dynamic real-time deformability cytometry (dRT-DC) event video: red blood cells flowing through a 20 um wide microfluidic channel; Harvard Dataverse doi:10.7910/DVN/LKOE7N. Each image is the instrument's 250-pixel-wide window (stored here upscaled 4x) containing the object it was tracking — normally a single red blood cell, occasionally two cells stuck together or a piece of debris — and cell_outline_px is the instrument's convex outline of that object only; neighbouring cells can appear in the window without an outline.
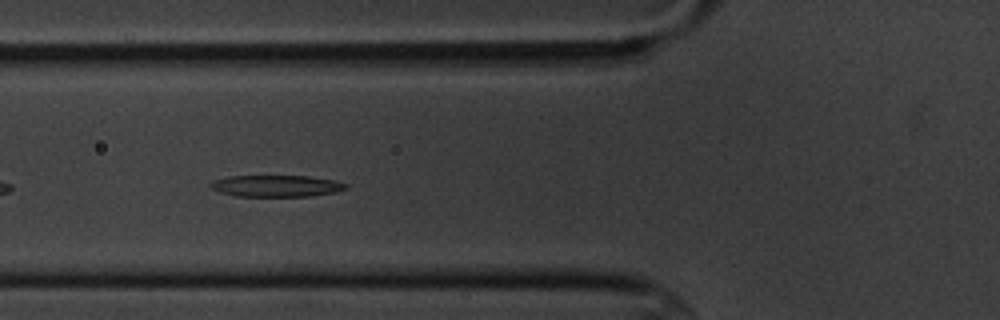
{"species": "common noctule bat (a hibernating species)", "species_latin": "Nyctalus noctula", "temperature_condition": "cold", "stored_images_in_passage": 10, "camera_frame_rate_fps": 3000, "um_per_image_px": 0.085, "animal": {"sex": "male", "body_mass_g": 20.1, "forearm_length_mm": 53.5}, "frame": {"image": 1, "passage_image": 6, "time_ms": 6.333, "image_size_px": [1000, 320], "cell_outline_px": [[348, 188], [336, 192], [312, 196], [236, 196], [220, 192], [212, 188], [208, 184], [212, 180], [228, 176], [308, 176], [336, 180], [348, 184]], "centroid_in_image_um": [23.51, 15.8], "position_along_channel_um": 102.3, "area_um2": 17.17}}
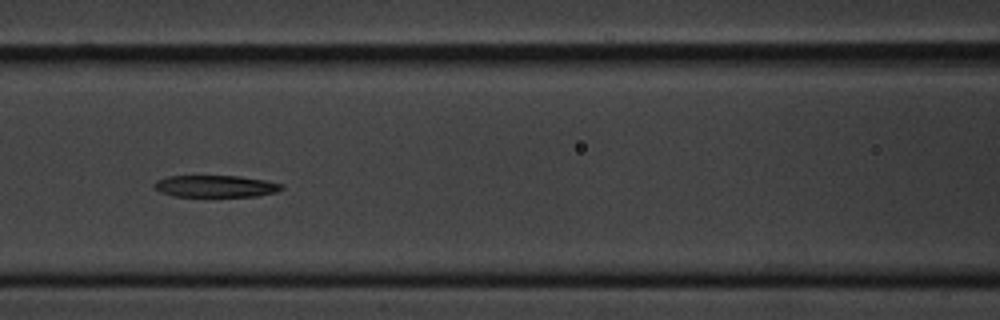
{"frame": {"image": 2, "passage_image": 7, "time_ms": 7.667, "image_size_px": [1000, 320], "cell_outline_px": [[284, 188], [276, 192], [256, 196], [176, 196], [160, 192], [152, 184], [156, 180], [168, 176], [240, 176], [264, 180], [284, 184]], "centroid_in_image_um": [18.34, 15.82], "position_along_channel_um": 148.3, "area_um2": 16.18}}
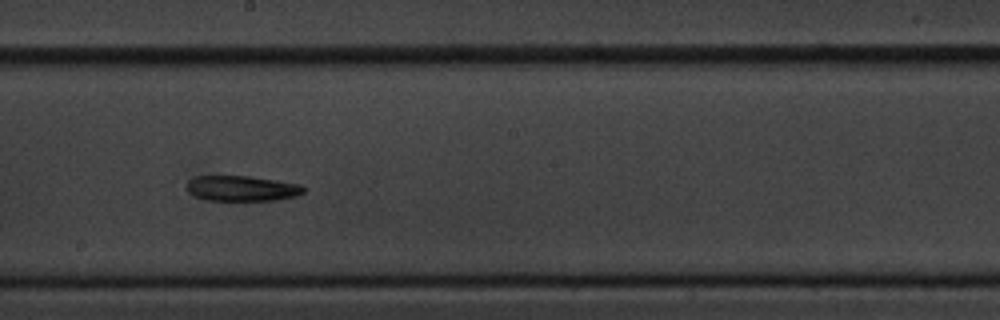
{"frame": {"image": 3, "passage_image": 9, "time_ms": 10.0, "image_size_px": [1000, 320], "cell_outline_px": [[304, 192], [296, 196], [276, 200], [208, 200], [196, 196], [188, 192], [188, 180], [196, 176], [248, 176], [276, 180], [300, 184], [304, 188]], "centroid_in_image_um": [20.57, 16.01], "position_along_channel_um": 227.6, "area_um2": 17.11}}